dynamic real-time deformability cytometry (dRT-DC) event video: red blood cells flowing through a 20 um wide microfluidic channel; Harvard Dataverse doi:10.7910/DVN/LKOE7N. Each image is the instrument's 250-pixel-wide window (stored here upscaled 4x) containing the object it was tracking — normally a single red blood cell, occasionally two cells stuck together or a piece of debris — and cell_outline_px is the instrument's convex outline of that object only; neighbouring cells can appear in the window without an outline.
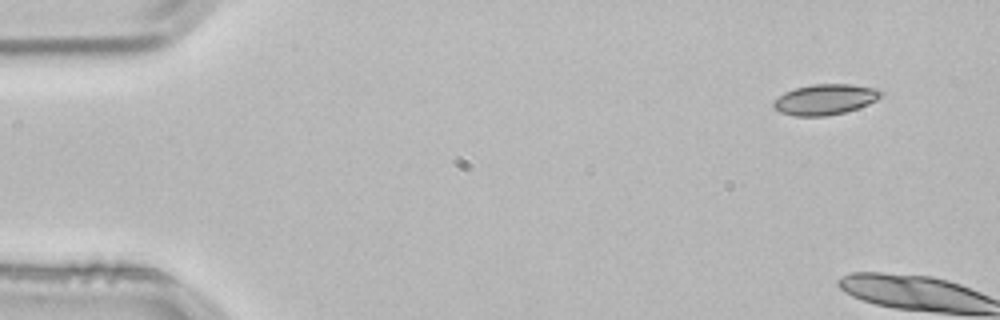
{"species": "common noctule bat (a hibernating species)", "species_latin": "Nyctalus noctula", "temperature_condition": "room temperature", "stored_images_in_passage": 4, "camera_frame_rate_fps": 3000, "um_per_image_px": 0.085, "animal": {"sex": "male", "body_mass_g": 21.5, "forearm_length_mm": 52.0}, "frame": {"image": 1, "passage_image": 1, "time_ms": 0.0, "image_size_px": [1000, 320], "cell_outline_px": [[884, 96], [868, 104], [844, 112], [824, 116], [792, 116], [780, 112], [772, 104], [772, 100], [784, 92], [796, 88], [812, 84], [852, 84], [876, 88], [884, 92]], "centroid_in_image_um": [70.14, 8.44], "position_along_channel_um": 14.9, "area_um2": 19.25}}